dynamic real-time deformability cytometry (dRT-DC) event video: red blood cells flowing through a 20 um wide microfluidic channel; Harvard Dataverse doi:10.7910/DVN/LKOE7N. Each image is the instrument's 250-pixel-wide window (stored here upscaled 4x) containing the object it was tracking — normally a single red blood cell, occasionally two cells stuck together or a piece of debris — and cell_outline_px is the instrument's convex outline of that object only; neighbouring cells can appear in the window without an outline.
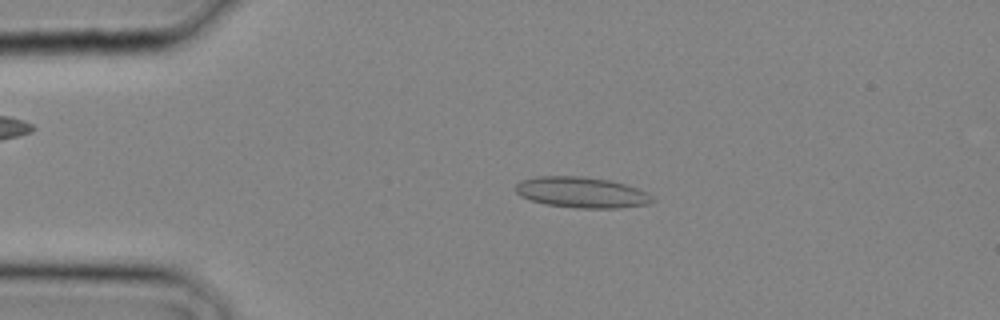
{"species": "common noctule bat (a hibernating species)", "species_latin": "Nyctalus noctula", "temperature_condition": "cold", "stored_images_in_passage": 25, "camera_frame_rate_fps": 3000, "um_per_image_px": 0.085, "animal": {"sex": "male", "body_mass_g": 20.4}, "frame": {"image": 1, "passage_image": 3, "time_ms": 0.667, "image_size_px": [1000, 320], "cell_outline_px": [[656, 200], [648, 204], [620, 208], [576, 208], [544, 204], [520, 196], [516, 192], [516, 184], [520, 180], [536, 176], [580, 176], [608, 180], [624, 184], [648, 192]], "centroid_in_image_um": [49.43, 16.36], "position_along_channel_um": 35.6, "area_um2": 24.62}}
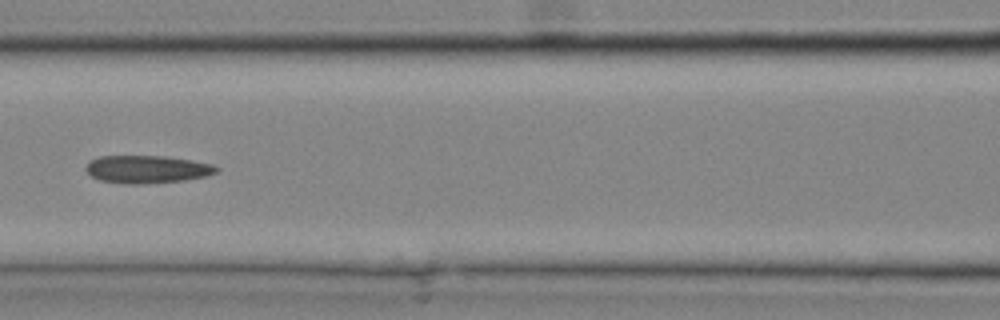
{"frame": {"image": 2, "passage_image": 10, "time_ms": 3.0, "image_size_px": [1000, 320], "cell_outline_px": [[220, 168], [216, 172], [204, 176], [184, 180], [140, 184], [132, 184], [100, 180], [92, 176], [84, 168], [88, 160], [100, 156], [164, 156], [192, 160], [212, 164]], "centroid_in_image_um": [12.47, 14.37], "position_along_channel_um": 154.1, "area_um2": 20.98}}
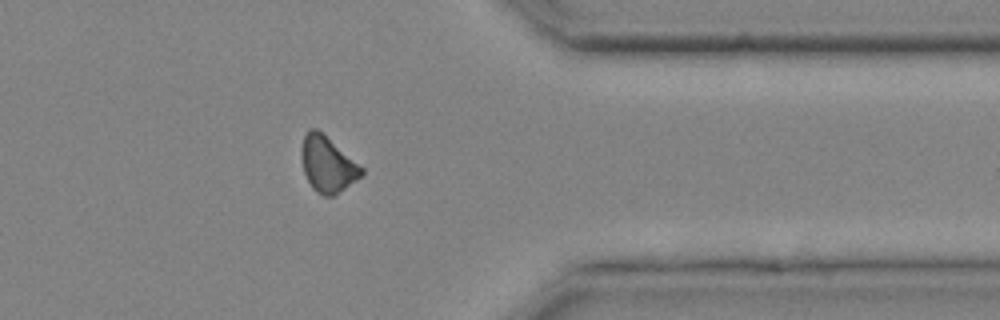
{"frame": {"image": 3, "passage_image": 21, "time_ms": 6.667, "image_size_px": [1000, 320], "cell_outline_px": [[364, 172], [356, 180], [332, 196], [324, 196], [316, 192], [312, 188], [304, 172], [300, 156], [300, 148], [304, 136], [308, 128], [316, 128], [364, 168]], "centroid_in_image_um": [27.8, 13.95], "position_along_channel_um": 383.6, "area_um2": 19.31}}